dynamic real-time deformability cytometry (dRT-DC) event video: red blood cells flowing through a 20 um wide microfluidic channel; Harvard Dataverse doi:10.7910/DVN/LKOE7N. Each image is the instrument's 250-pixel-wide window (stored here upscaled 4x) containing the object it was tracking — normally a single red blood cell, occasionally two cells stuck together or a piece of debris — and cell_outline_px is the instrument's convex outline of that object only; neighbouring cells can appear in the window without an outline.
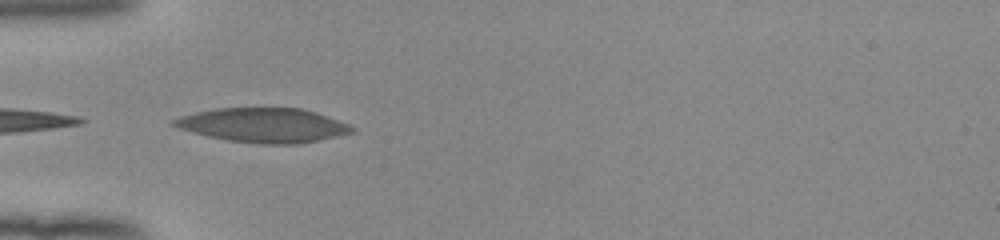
{"species": "human", "species_latin": "Homo sapiens", "temperature_condition": "room temperature", "stored_images_in_passage": 23, "camera_frame_rate_fps": 3000, "um_per_image_px": 0.085, "donor": {"sex": "female"}, "frame": {"image": 1, "passage_image": 1, "time_ms": 0.0, "image_size_px": [1000, 240], "cell_outline_px": [[356, 128], [352, 132], [336, 136], [300, 144], [260, 144], [228, 140], [208, 136], [180, 128], [172, 124], [172, 120], [180, 116], [196, 112], [216, 108], [304, 108], [328, 116], [348, 124]], "centroid_in_image_um": [22.41, 10.64], "position_along_channel_um": 62.6, "area_um2": 35.43}}